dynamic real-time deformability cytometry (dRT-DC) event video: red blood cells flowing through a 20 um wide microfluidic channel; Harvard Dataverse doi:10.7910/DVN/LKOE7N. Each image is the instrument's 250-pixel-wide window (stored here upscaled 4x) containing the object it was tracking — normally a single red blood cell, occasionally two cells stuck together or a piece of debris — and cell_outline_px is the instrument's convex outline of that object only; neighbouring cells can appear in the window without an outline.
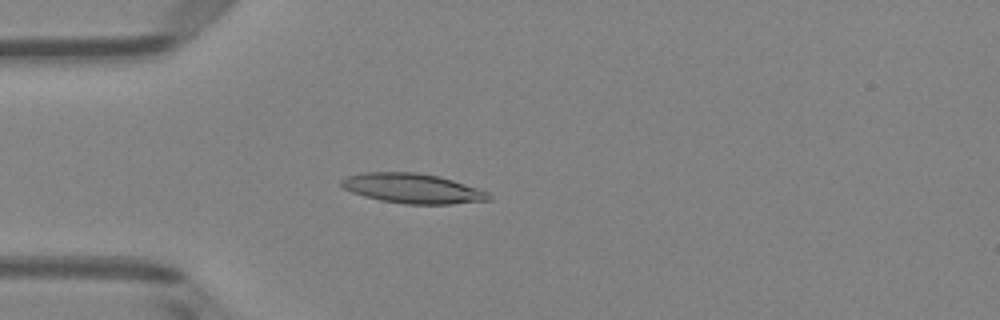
{"species": "Egyptian fruit bat (a non-hibernating species)", "species_latin": "Rousettus aegyptiacus", "temperature_condition": "room temperature", "stored_images_in_passage": 49, "camera_frame_rate_fps": 3000, "um_per_image_px": 0.085, "animal": {"sex": "female"}, "frame": {"image": 1, "passage_image": 13, "time_ms": 4.0, "image_size_px": [1000, 320], "cell_outline_px": [[492, 200], [452, 204], [404, 204], [380, 200], [364, 196], [352, 192], [344, 188], [340, 184], [340, 180], [348, 176], [364, 172], [416, 172], [440, 176], [488, 192], [492, 196]], "centroid_in_image_um": [35.07, 16.02], "position_along_channel_um": 49.9, "area_um2": 25.61}}
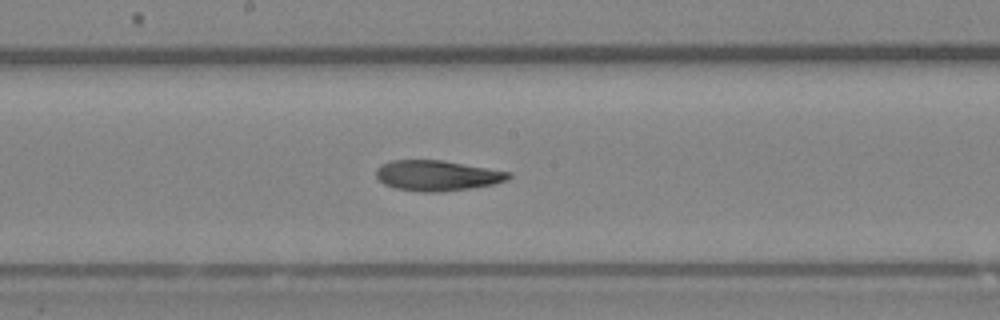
{"frame": {"image": 2, "passage_image": 26, "time_ms": 8.333, "image_size_px": [1000, 320], "cell_outline_px": [[512, 176], [508, 180], [496, 184], [472, 188], [440, 192], [420, 192], [396, 188], [384, 184], [376, 176], [376, 168], [392, 160], [444, 160], [512, 172]], "centroid_in_image_um": [37.22, 14.92], "position_along_channel_um": 211.0, "area_um2": 23.7}}
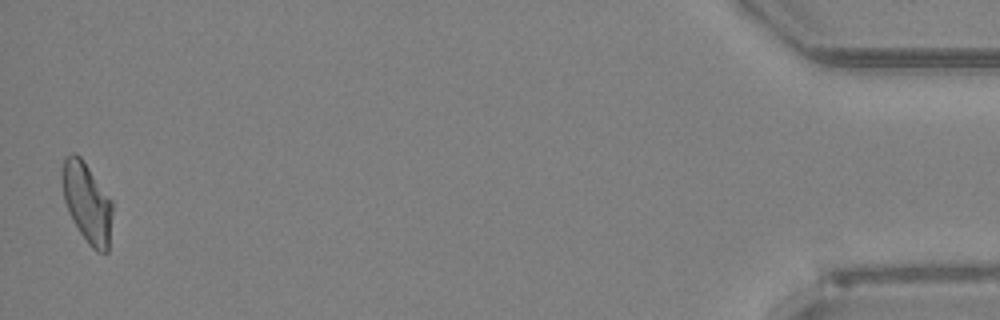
{"frame": {"image": 3, "passage_image": 49, "time_ms": 16.0, "image_size_px": [1000, 320], "cell_outline_px": [[112, 212], [108, 252], [96, 252], [88, 244], [72, 220], [68, 212], [64, 200], [60, 180], [60, 172], [64, 156], [72, 152], [76, 152], [80, 156], [112, 200]], "centroid_in_image_um": [7.36, 17.18], "position_along_channel_um": 427.8, "area_um2": 23.76}}